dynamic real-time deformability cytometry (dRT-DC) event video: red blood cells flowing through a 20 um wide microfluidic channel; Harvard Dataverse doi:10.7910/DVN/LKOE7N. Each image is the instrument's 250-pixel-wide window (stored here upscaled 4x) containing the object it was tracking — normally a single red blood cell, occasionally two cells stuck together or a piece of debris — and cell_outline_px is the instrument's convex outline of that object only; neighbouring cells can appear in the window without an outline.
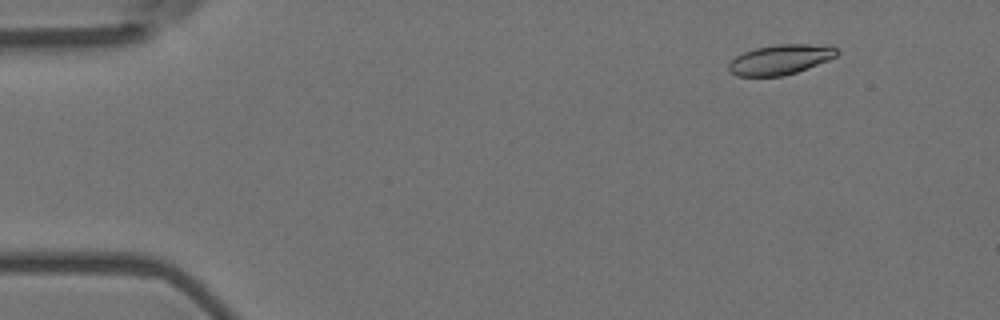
{"species": "Egyptian fruit bat (a non-hibernating species)", "species_latin": "Rousettus aegyptiacus", "temperature_condition": "room temperature", "stored_images_in_passage": 5, "camera_frame_rate_fps": 3000, "um_per_image_px": 0.085, "animal": {"sex": "female"}, "frame": {"image": 1, "passage_image": 2, "time_ms": 0.333, "image_size_px": [1000, 320], "cell_outline_px": [[840, 52], [836, 56], [828, 60], [808, 68], [784, 76], [736, 76], [728, 68], [728, 64], [736, 56], [744, 52], [756, 48], [776, 44], [832, 44]], "centroid_in_image_um": [66.38, 5.05], "position_along_channel_um": 18.6, "area_um2": 19.02}}
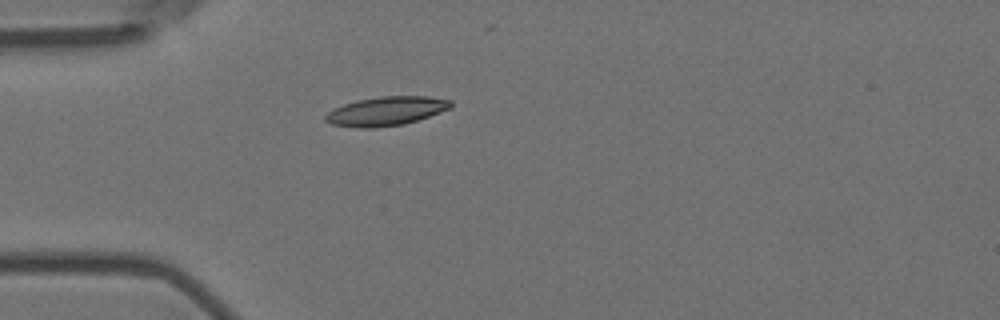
{"frame": {"image": 2, "passage_image": 5, "time_ms": 1.333, "image_size_px": [1000, 320], "cell_outline_px": [[452, 108], [404, 124], [368, 128], [356, 128], [332, 124], [324, 120], [324, 116], [328, 112], [344, 104], [356, 100], [380, 96], [428, 96], [452, 100]], "centroid_in_image_um": [32.83, 9.44], "position_along_channel_um": 52.2, "area_um2": 21.1}}